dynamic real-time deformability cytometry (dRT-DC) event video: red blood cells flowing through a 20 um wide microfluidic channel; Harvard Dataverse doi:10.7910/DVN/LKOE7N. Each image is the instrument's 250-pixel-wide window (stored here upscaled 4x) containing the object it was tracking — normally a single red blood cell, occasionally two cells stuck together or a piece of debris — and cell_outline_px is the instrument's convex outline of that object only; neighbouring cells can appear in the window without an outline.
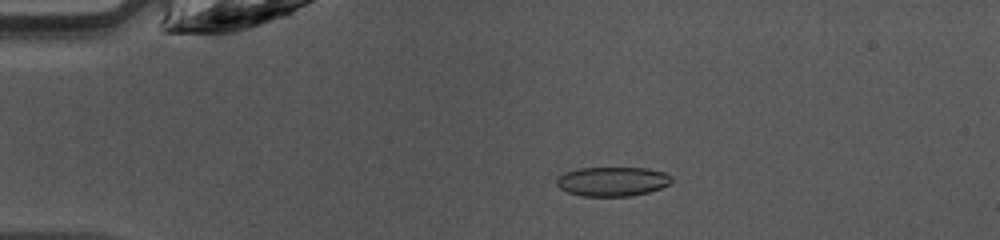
{"species": "common noctule bat (a hibernating species)", "species_latin": "Nyctalus noctula", "temperature_condition": "warm", "stored_images_in_passage": 46, "camera_frame_rate_fps": 3000, "um_per_image_px": 0.085, "animal": {"sex": "female", "body_mass_g": 10.0, "forearm_length_mm": 53.1}, "frame": {"image": 1, "passage_image": 9, "time_ms": 2.667, "image_size_px": [1000, 240], "cell_outline_px": [[672, 180], [668, 184], [660, 188], [648, 192], [632, 196], [580, 196], [568, 192], [560, 188], [556, 184], [556, 180], [564, 172], [580, 168], [648, 168], [664, 172], [672, 176]], "centroid_in_image_um": [52.05, 15.42], "position_along_channel_um": 32.9, "area_um2": 19.65}}
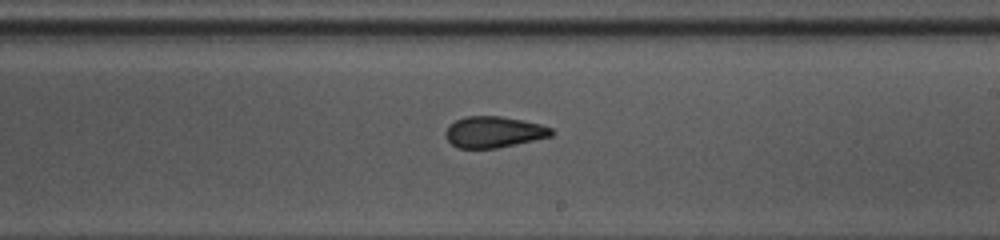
{"frame": {"image": 2, "passage_image": 27, "time_ms": 8.667, "image_size_px": [1000, 240], "cell_outline_px": [[556, 132], [552, 136], [516, 144], [496, 148], [460, 148], [452, 144], [444, 136], [444, 132], [448, 124], [456, 120], [468, 116], [500, 116], [540, 124], [552, 128]], "centroid_in_image_um": [41.96, 11.22], "position_along_channel_um": 247.0, "area_um2": 19.25}}
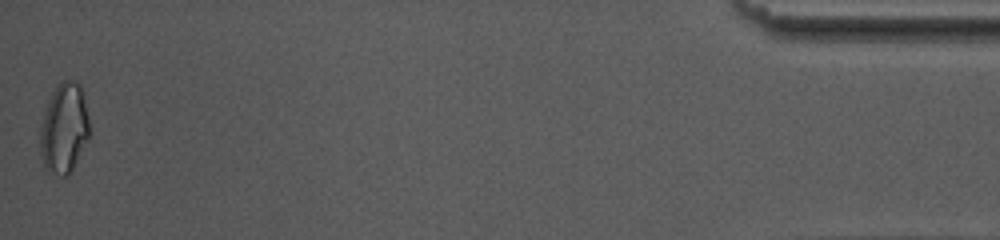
{"frame": {"image": 3, "passage_image": 46, "time_ms": 15.0, "image_size_px": [1000, 240], "cell_outline_px": [[88, 140], [68, 176], [64, 176], [48, 172], [44, 164], [40, 152], [40, 132], [48, 100], [52, 92], [64, 80], [76, 80], [80, 84], [84, 92], [88, 116]], "centroid_in_image_um": [5.46, 10.89], "position_along_channel_um": 429.7, "area_um2": 25.66}, "authors_computed_cell_mechanics": {"area_um2": 19.941, "velocity_mm_per_s": 4.2549, "shape_relaxation_time_tau1_ms": 7.3148, "shape_relaxation_time_tau2_ms": 1.8556, "deformation_change_tau1": 0.1647, "deformation_change_tau2": 0.0684}}